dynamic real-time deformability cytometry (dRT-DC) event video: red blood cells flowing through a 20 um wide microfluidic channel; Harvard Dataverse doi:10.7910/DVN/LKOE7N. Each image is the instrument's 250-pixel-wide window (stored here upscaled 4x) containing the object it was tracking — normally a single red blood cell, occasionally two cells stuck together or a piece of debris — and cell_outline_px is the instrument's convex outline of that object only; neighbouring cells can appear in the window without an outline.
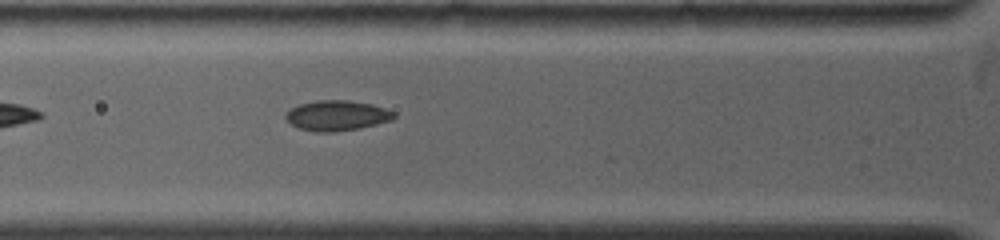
{"species": "common noctule bat (a hibernating species)", "species_latin": "Nyctalus noctula", "temperature_condition": "warm", "stored_images_in_passage": 35, "camera_frame_rate_fps": 5000, "um_per_image_px": 0.085, "animal": {"sex": "female", "body_mass_g": 19.0, "forearm_length_mm": 53.3}, "frame": {"image": 1, "passage_image": 4, "time_ms": 0.8, "image_size_px": [1000, 240], "cell_outline_px": [[396, 116], [392, 120], [360, 128], [332, 132], [316, 132], [300, 128], [292, 124], [284, 116], [292, 108], [300, 104], [316, 100], [348, 100], [372, 104], [396, 112]], "centroid_in_image_um": [28.67, 9.82], "position_along_channel_um": 97.1, "area_um2": 18.96}}
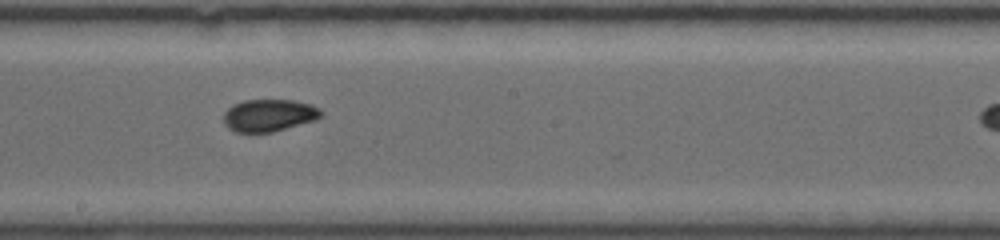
{"frame": {"image": 2, "passage_image": 17, "time_ms": 4.0, "image_size_px": [1000, 240], "cell_outline_px": [[324, 112], [316, 120], [272, 132], [236, 132], [228, 128], [224, 124], [224, 112], [232, 104], [244, 100], [292, 100], [312, 104], [320, 108]], "centroid_in_image_um": [22.87, 9.79], "position_along_channel_um": 225.3, "area_um2": 18.44}}
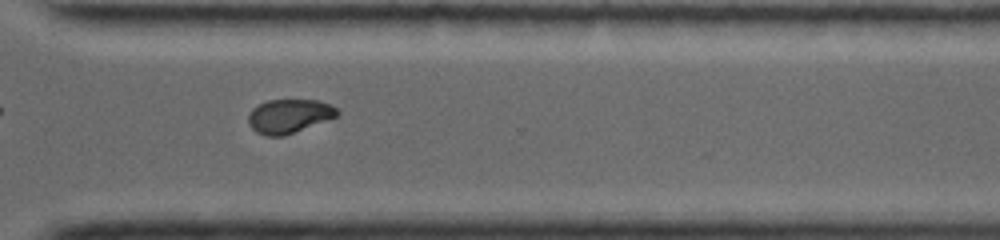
{"frame": {"image": 3, "passage_image": 29, "time_ms": 7.0, "image_size_px": [1000, 240], "cell_outline_px": [[340, 112], [336, 116], [284, 136], [268, 136], [256, 132], [248, 124], [248, 116], [252, 108], [268, 100], [320, 100], [332, 104]], "centroid_in_image_um": [24.56, 9.86], "position_along_channel_um": 346.0, "area_um2": 17.46}}